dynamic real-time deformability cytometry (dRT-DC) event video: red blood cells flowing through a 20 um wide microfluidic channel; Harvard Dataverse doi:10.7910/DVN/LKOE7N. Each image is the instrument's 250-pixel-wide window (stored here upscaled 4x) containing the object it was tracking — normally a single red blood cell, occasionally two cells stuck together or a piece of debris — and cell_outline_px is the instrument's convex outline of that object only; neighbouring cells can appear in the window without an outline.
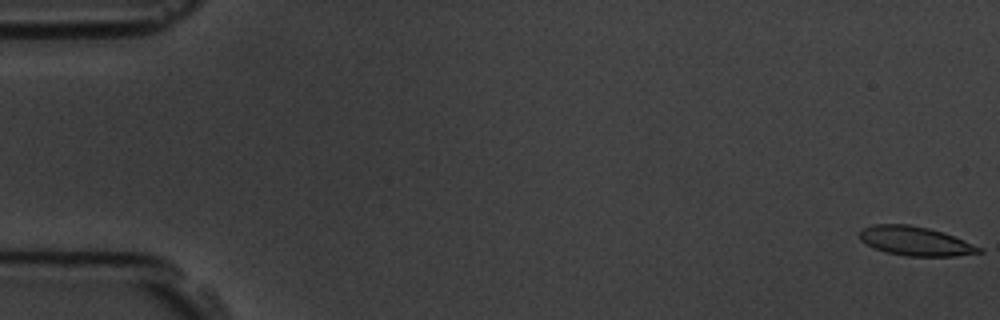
{"species": "common noctule bat (a hibernating species)", "species_latin": "Nyctalus noctula", "temperature_condition": "room temperature", "stored_images_in_passage": 6, "camera_frame_rate_fps": 3000, "um_per_image_px": 0.085, "animal": {"sex": "male", "body_mass_g": 19.5, "forearm_length_mm": 54.6}, "frame": {"image": 1, "passage_image": 1, "time_ms": 0.0, "image_size_px": [1000, 320], "cell_outline_px": [[984, 252], [956, 256], [904, 256], [888, 252], [876, 248], [860, 240], [860, 228], [872, 224], [908, 224], [928, 228], [944, 232], [984, 248]], "centroid_in_image_um": [77.84, 20.48], "position_along_channel_um": 7.2, "area_um2": 20.35}}
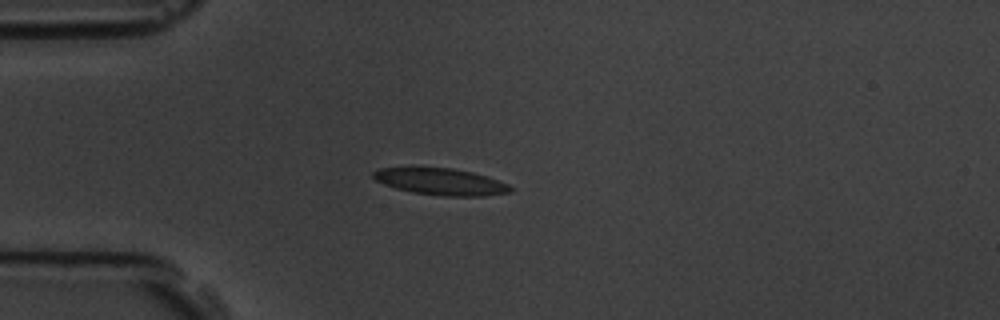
{"frame": {"image": 2, "passage_image": 5, "time_ms": 4.667, "image_size_px": [1000, 320], "cell_outline_px": [[516, 188], [512, 192], [484, 196], [440, 196], [412, 192], [396, 188], [384, 184], [376, 180], [372, 176], [372, 172], [380, 168], [452, 168], [472, 172], [488, 176], [508, 184]], "centroid_in_image_um": [37.53, 15.45], "position_along_channel_um": 47.5, "area_um2": 21.39}}